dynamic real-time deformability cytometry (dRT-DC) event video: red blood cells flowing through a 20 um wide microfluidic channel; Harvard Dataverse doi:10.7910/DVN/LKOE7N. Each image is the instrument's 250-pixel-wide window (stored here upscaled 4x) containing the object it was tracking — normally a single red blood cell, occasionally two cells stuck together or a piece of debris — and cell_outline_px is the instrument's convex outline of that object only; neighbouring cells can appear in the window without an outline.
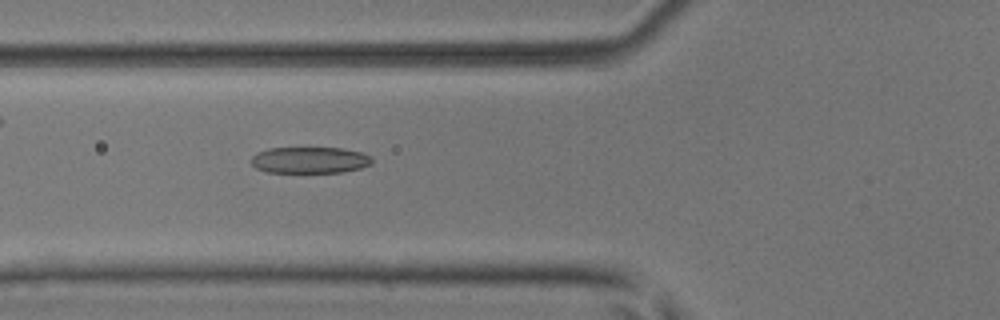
{"species": "common noctule bat (a hibernating species)", "species_latin": "Nyctalus noctula", "temperature_condition": "room temperature", "stored_images_in_passage": 6, "camera_frame_rate_fps": 3000, "um_per_image_px": 0.085, "animal": {"sex": "male", "body_mass_g": 17.9, "forearm_length_mm": 54.2}, "frame": {"image": 1, "passage_image": 6, "time_ms": 1.667, "image_size_px": [1000, 320], "cell_outline_px": [[372, 164], [360, 168], [340, 172], [268, 172], [256, 168], [248, 160], [256, 152], [268, 148], [340, 148], [364, 152], [372, 156]], "centroid_in_image_um": [26.32, 13.6], "position_along_channel_um": 99.5, "area_um2": 18.73}}